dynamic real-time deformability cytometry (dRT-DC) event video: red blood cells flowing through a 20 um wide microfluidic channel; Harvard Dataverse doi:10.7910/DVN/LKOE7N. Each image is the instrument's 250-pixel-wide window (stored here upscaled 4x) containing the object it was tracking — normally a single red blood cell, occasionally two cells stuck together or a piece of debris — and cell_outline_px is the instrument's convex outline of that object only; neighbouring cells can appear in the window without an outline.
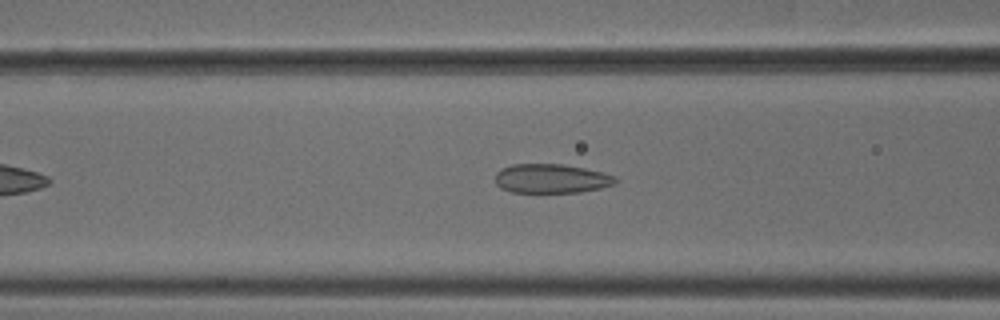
{"species": "common noctule bat (a hibernating species)", "species_latin": "Nyctalus noctula", "temperature_condition": "cold", "stored_images_in_passage": 42, "camera_frame_rate_fps": 3000, "um_per_image_px": 0.085, "animal": {"sex": "male", "body_mass_g": 18.8}, "frame": {"image": 1, "passage_image": 13, "time_ms": 4.0, "image_size_px": [1000, 320], "cell_outline_px": [[616, 184], [600, 188], [580, 192], [512, 192], [500, 188], [496, 184], [496, 172], [500, 168], [512, 164], [564, 164], [584, 168], [616, 176]], "centroid_in_image_um": [46.84, 15.17], "position_along_channel_um": 119.8, "area_um2": 20.46}}
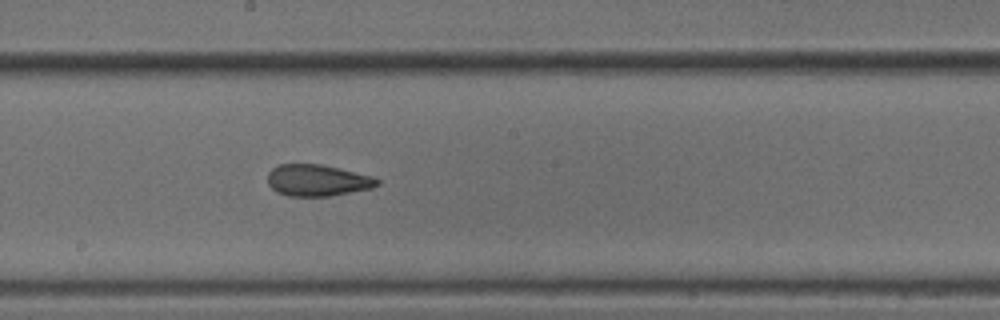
{"frame": {"image": 2, "passage_image": 21, "time_ms": 6.667, "image_size_px": [1000, 320], "cell_outline_px": [[380, 184], [372, 188], [332, 196], [288, 196], [276, 192], [268, 184], [268, 172], [272, 168], [280, 164], [320, 164], [372, 176], [380, 180]], "centroid_in_image_um": [26.97, 15.34], "position_along_channel_um": 221.2, "area_um2": 20.17}}
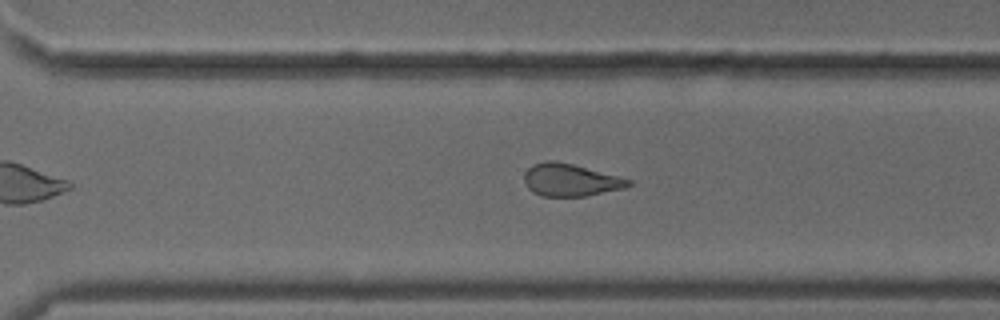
{"frame": {"image": 3, "passage_image": 29, "time_ms": 9.333, "image_size_px": [1000, 320], "cell_outline_px": [[632, 184], [624, 188], [584, 196], [544, 196], [532, 192], [528, 188], [524, 180], [524, 172], [532, 164], [544, 160], [556, 160], [620, 176], [632, 180]], "centroid_in_image_um": [48.47, 15.28], "position_along_channel_um": 322.1, "area_um2": 19.77}, "authors_computed_cell_mechanics": {"area_um2": 20.8369, "velocity_mm_per_s": 3.791, "shape_relaxation_time_tau1_ms": null, "shape_relaxation_time_tau2_ms": 1.779, "deformation_change_tau1": null, "deformation_change_tau2": 0.0847}}